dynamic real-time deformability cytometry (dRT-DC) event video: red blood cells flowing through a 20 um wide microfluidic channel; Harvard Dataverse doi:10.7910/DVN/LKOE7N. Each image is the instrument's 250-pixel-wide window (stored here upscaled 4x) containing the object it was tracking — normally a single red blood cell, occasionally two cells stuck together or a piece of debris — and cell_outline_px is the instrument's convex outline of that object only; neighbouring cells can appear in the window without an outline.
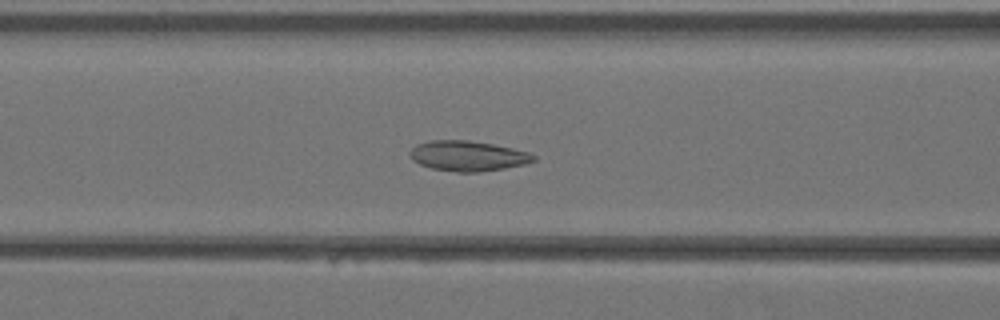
{"species": "Egyptian fruit bat (a non-hibernating species)", "species_latin": "Rousettus aegyptiacus", "temperature_condition": "warm", "stored_images_in_passage": 39, "camera_frame_rate_fps": 3000, "um_per_image_px": 0.085, "animal": {"sex": "female"}, "frame": {"image": 1, "passage_image": 16, "time_ms": 5.0, "image_size_px": [1000, 320], "cell_outline_px": [[536, 160], [524, 164], [504, 168], [476, 172], [456, 172], [432, 168], [420, 164], [412, 160], [408, 156], [408, 152], [416, 144], [432, 140], [468, 140], [492, 144], [512, 148], [528, 152], [536, 156]], "centroid_in_image_um": [39.73, 13.25], "position_along_channel_um": 126.9, "area_um2": 21.73}}
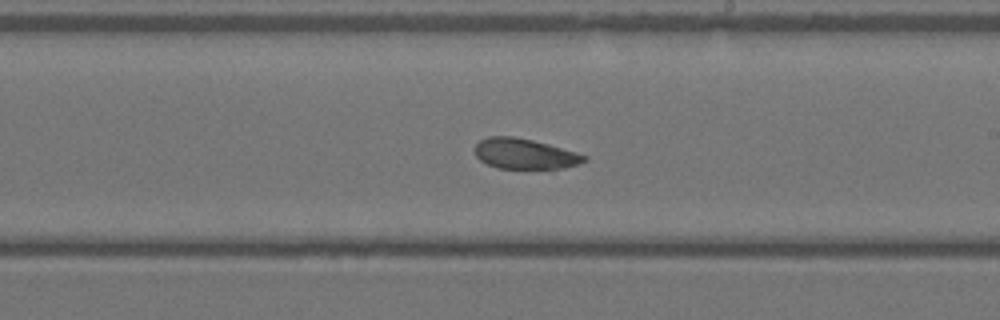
{"frame": {"image": 2, "passage_image": 23, "time_ms": 7.333, "image_size_px": [1000, 320], "cell_outline_px": [[588, 160], [552, 172], [496, 168], [480, 160], [476, 156], [476, 144], [480, 140], [488, 136], [512, 136], [532, 140], [548, 144], [576, 152], [588, 156]], "centroid_in_image_um": [44.65, 13.13], "position_along_channel_um": 244.3, "area_um2": 20.17}}
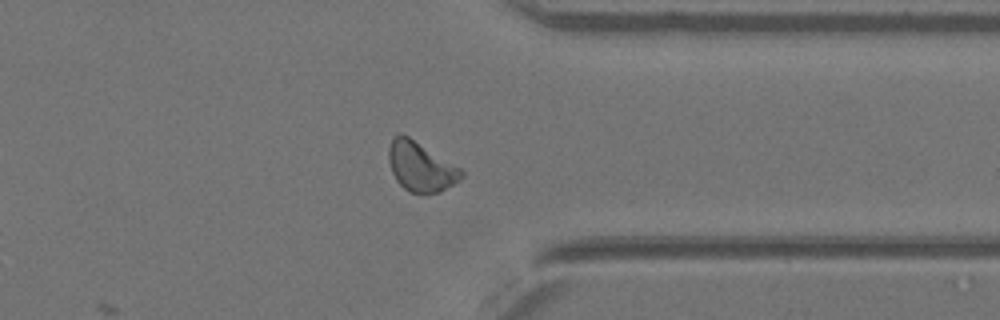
{"frame": {"image": 3, "passage_image": 31, "time_ms": 10.0, "image_size_px": [1000, 320], "cell_outline_px": [[464, 176], [460, 180], [440, 192], [424, 196], [408, 192], [396, 180], [392, 172], [388, 160], [388, 148], [392, 140], [400, 132], [408, 136], [460, 168], [464, 172]], "centroid_in_image_um": [35.75, 14.22], "position_along_channel_um": 375.6, "area_um2": 21.1}}